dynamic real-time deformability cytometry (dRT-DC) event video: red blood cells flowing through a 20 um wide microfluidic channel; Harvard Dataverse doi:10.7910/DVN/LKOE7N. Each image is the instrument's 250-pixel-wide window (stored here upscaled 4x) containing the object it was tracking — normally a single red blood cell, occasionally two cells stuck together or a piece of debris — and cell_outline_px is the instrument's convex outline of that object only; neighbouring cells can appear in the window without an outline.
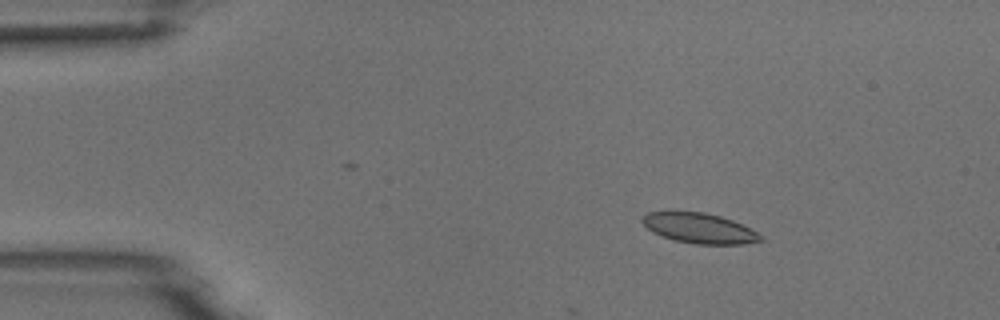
{"species": "common noctule bat (a hibernating species)", "species_latin": "Nyctalus noctula", "temperature_condition": "room temperature", "stored_images_in_passage": 5, "camera_frame_rate_fps": 3000, "um_per_image_px": 0.085, "animal": {"sex": "male", "body_mass_g": 18.8}, "frame": {"image": 1, "passage_image": 3, "time_ms": 2.333, "image_size_px": [1000, 320], "cell_outline_px": [[764, 240], [744, 244], [696, 244], [672, 240], [652, 232], [640, 220], [648, 212], [704, 212], [720, 216], [732, 220], [764, 236]], "centroid_in_image_um": [59.45, 19.41], "position_along_channel_um": 25.6, "area_um2": 20.63}}